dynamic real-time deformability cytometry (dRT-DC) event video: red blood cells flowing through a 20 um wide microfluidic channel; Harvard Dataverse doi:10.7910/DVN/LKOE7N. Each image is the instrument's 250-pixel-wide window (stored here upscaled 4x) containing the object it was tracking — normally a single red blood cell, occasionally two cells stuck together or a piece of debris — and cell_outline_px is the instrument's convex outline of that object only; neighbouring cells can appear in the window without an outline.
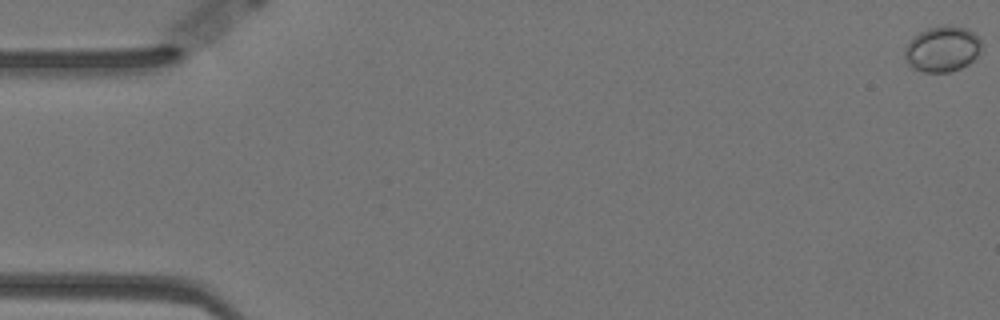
{"species": "Egyptian fruit bat (a non-hibernating species)", "species_latin": "Rousettus aegyptiacus", "temperature_condition": "warm", "stored_images_in_passage": 59, "camera_frame_rate_fps": 3000, "um_per_image_px": 0.085, "animal": {"sex": "female"}, "frame": {"image": 1, "passage_image": 1, "time_ms": 0.0, "image_size_px": [1000, 320], "cell_outline_px": [[980, 52], [968, 64], [960, 68], [948, 72], [924, 72], [912, 68], [904, 60], [904, 52], [912, 36], [928, 28], [944, 24], [952, 24], [964, 28], [972, 32], [980, 40]], "centroid_in_image_um": [80.06, 4.16], "position_along_channel_um": 4.9, "area_um2": 20.46}}
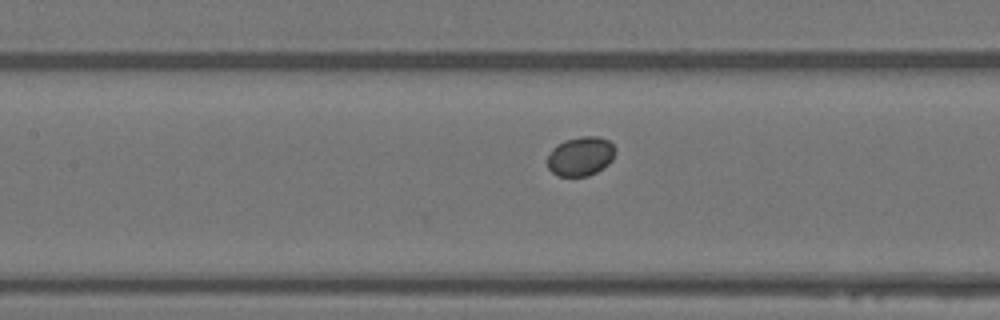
{"frame": {"image": 2, "passage_image": 27, "time_ms": 8.667, "image_size_px": [1000, 320], "cell_outline_px": [[616, 152], [612, 160], [608, 164], [596, 172], [588, 176], [556, 176], [548, 168], [548, 156], [552, 148], [556, 144], [564, 140], [580, 136], [600, 136], [608, 140], [616, 148]], "centroid_in_image_um": [49.35, 13.27], "position_along_channel_um": 158.0, "area_um2": 15.72}}
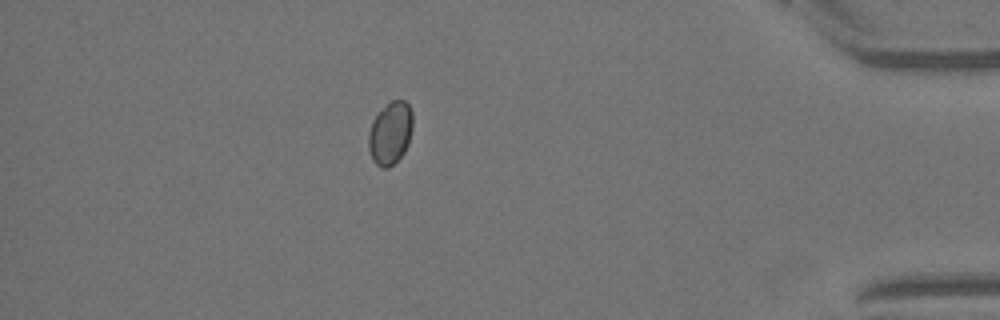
{"frame": {"image": 3, "passage_image": 52, "time_ms": 17.0, "image_size_px": [1000, 320], "cell_outline_px": [[412, 128], [408, 144], [404, 152], [388, 168], [380, 168], [372, 160], [368, 148], [368, 136], [372, 120], [376, 112], [392, 100], [404, 100], [408, 104], [412, 112]], "centroid_in_image_um": [33.15, 11.3], "position_along_channel_um": 402.1, "area_um2": 16.3}}